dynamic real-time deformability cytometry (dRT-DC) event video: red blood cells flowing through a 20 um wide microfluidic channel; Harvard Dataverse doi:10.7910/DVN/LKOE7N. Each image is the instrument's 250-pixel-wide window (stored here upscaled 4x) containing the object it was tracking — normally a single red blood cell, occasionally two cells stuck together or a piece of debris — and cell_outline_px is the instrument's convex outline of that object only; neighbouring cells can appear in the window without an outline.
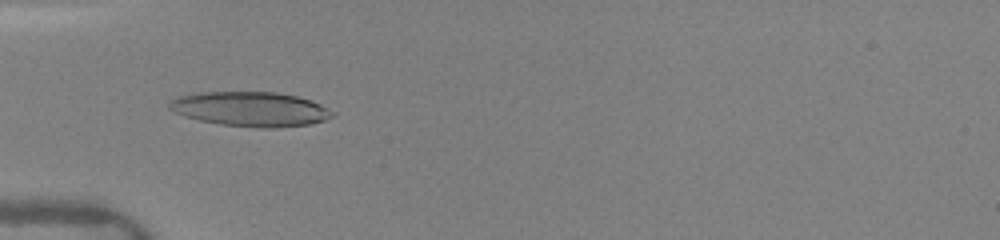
{"species": "human", "species_latin": "Homo sapiens", "temperature_condition": "warm", "stored_images_in_passage": 38, "camera_frame_rate_fps": 3000, "um_per_image_px": 0.085, "donor": {"sex": "female"}, "frame": {"image": 1, "passage_image": 3, "time_ms": 0.667, "image_size_px": [1000, 240], "cell_outline_px": [[336, 112], [332, 116], [324, 120], [308, 124], [276, 128], [260, 128], [220, 124], [200, 120], [184, 116], [168, 108], [168, 104], [176, 96], [196, 92], [276, 92], [296, 96], [320, 104]], "centroid_in_image_um": [21.27, 9.27], "position_along_channel_um": 63.7, "area_um2": 32.83}}
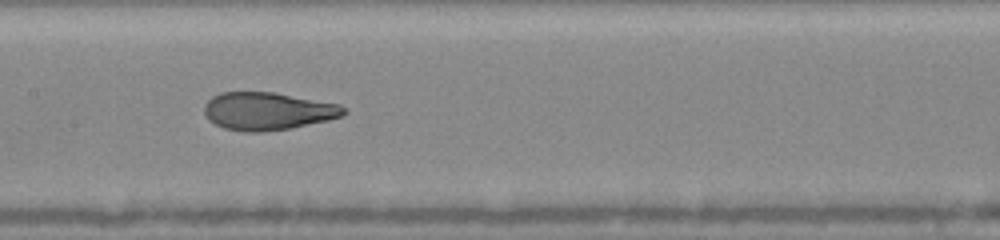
{"frame": {"image": 2, "passage_image": 12, "time_ms": 3.667, "image_size_px": [1000, 240], "cell_outline_px": [[348, 112], [344, 116], [328, 120], [292, 128], [264, 132], [244, 132], [224, 128], [208, 120], [204, 112], [204, 104], [212, 96], [220, 92], [272, 92], [340, 104]], "centroid_in_image_um": [22.75, 9.45], "position_along_channel_um": 184.6, "area_um2": 30.87}}
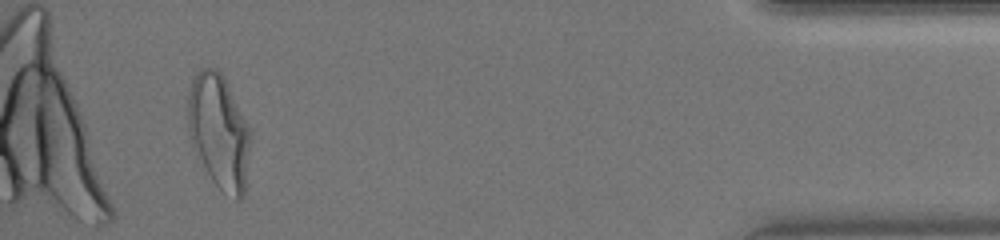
{"frame": {"image": 3, "passage_image": 35, "time_ms": 10.667, "image_size_px": [1000, 240], "cell_outline_px": [[252, 132], [244, 196], [240, 200], [236, 200], [220, 188], [212, 180], [192, 148], [188, 136], [188, 92], [192, 80], [196, 72], [200, 68], [216, 68], [224, 76]], "centroid_in_image_um": [18.61, 11.17], "position_along_channel_um": 416.6, "area_um2": 42.08}, "authors_computed_cell_mechanics": {"area_um2": 31.8767, "velocity_mm_per_s": 4.1241, "shape_relaxation_time_tau1_ms": 6.0359, "shape_relaxation_time_tau2_ms": 0.8397, "deformation_change_tau1": 0.2394, "deformation_change_tau2": 0.0757}}